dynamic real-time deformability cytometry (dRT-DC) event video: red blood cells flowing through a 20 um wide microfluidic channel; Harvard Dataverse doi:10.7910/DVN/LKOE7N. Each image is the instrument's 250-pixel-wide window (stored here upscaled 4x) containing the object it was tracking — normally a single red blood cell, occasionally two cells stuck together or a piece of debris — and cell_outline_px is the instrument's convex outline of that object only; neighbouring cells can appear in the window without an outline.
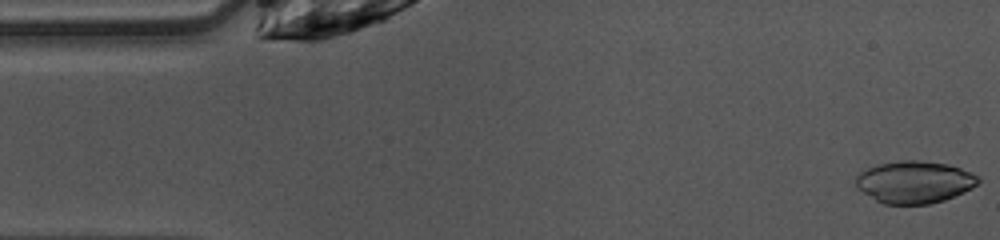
{"species": "common noctule bat (a hibernating species)", "species_latin": "Nyctalus noctula", "temperature_condition": "warm", "stored_images_in_passage": 47, "camera_frame_rate_fps": 3000, "um_per_image_px": 0.085, "animal": {"sex": "female", "body_mass_g": 10.0, "forearm_length_mm": 53.1}, "frame": {"image": 1, "passage_image": 1, "time_ms": 0.0, "image_size_px": [1000, 240], "cell_outline_px": [[980, 180], [972, 188], [944, 200], [928, 204], [884, 204], [876, 200], [856, 188], [856, 176], [860, 172], [868, 168], [880, 164], [900, 160], [920, 160], [948, 164], [960, 168], [980, 176]], "centroid_in_image_um": [77.72, 15.47], "position_along_channel_um": 7.3, "area_um2": 30.0}}
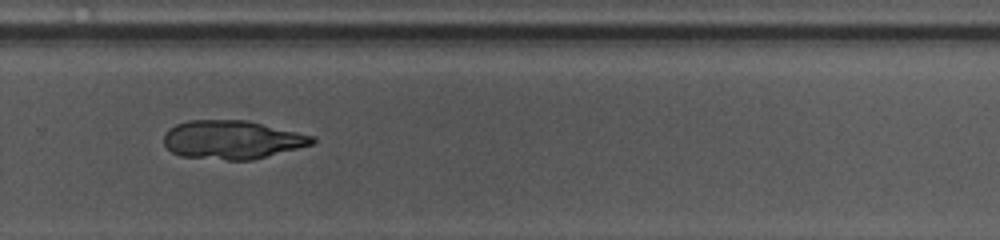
{"frame": {"image": 2, "passage_image": 31, "time_ms": 10.0, "image_size_px": [1000, 240], "cell_outline_px": [[316, 140], [312, 144], [252, 160], [228, 160], [180, 156], [172, 152], [164, 144], [164, 132], [168, 128], [176, 124], [188, 120], [248, 120], [316, 136]], "centroid_in_image_um": [19.71, 11.86], "position_along_channel_um": 310.1, "area_um2": 33.47}}